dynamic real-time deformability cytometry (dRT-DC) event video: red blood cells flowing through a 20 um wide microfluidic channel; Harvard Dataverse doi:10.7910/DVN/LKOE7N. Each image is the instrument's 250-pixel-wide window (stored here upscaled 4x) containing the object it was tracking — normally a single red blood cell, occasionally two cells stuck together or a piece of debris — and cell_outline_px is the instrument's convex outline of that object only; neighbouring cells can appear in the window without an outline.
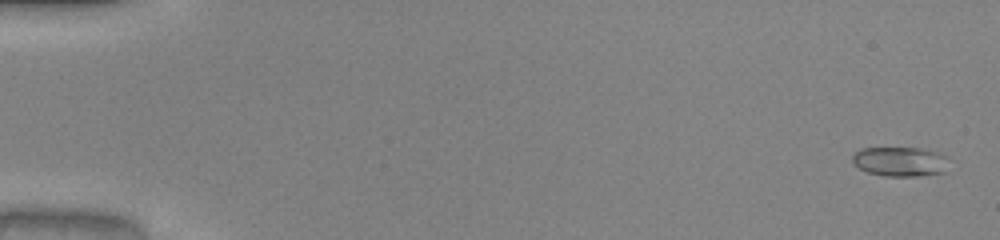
{"species": "common noctule bat (a hibernating species)", "species_latin": "Nyctalus noctula", "temperature_condition": "warm", "stored_images_in_passage": 51, "camera_frame_rate_fps": 3000, "um_per_image_px": 0.085, "animal": {"sex": "male", "body_mass_g": 20.0, "forearm_length_mm": 53.3}, "frame": {"image": 1, "passage_image": 2, "time_ms": 0.333, "image_size_px": [1000, 240], "cell_outline_px": [[948, 156], [944, 172], [920, 176], [884, 176], [868, 172], [852, 164], [852, 156], [860, 148], [920, 148], [944, 152]], "centroid_in_image_um": [76.53, 13.72], "position_along_channel_um": 8.5, "area_um2": 16.82}}
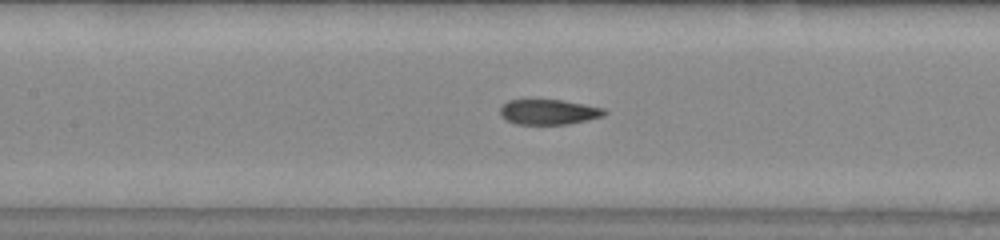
{"frame": {"image": 2, "passage_image": 25, "time_ms": 8.0, "image_size_px": [1000, 240], "cell_outline_px": [[608, 112], [604, 116], [588, 120], [568, 124], [516, 124], [504, 120], [500, 116], [500, 108], [508, 100], [560, 100], [584, 104], [604, 108]], "centroid_in_image_um": [46.64, 9.53], "position_along_channel_um": 160.8, "area_um2": 15.37}}
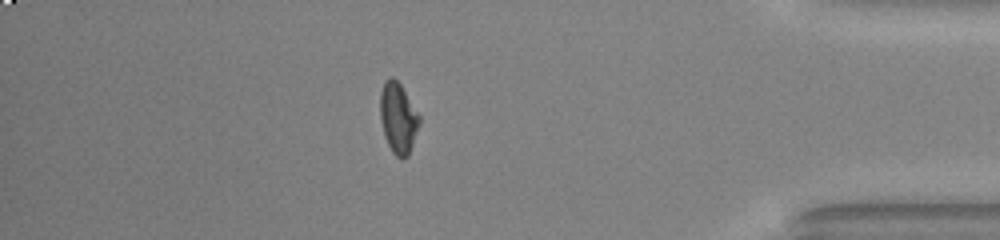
{"frame": {"image": 3, "passage_image": 45, "time_ms": 14.667, "image_size_px": [1000, 240], "cell_outline_px": [[420, 124], [408, 156], [404, 160], [396, 156], [392, 152], [384, 136], [380, 120], [380, 92], [384, 80], [392, 76], [400, 84], [420, 116]], "centroid_in_image_um": [33.83, 10.04], "position_along_channel_um": 401.4, "area_um2": 16.24}, "authors_computed_cell_mechanics": {"area_um2": 16.0684, "velocity_mm_per_s": 4.1267, "shape_relaxation_time_tau1_ms": null, "shape_relaxation_time_tau2_ms": 1.3253, "deformation_change_tau1": null, "deformation_change_tau2": 0.0642}}